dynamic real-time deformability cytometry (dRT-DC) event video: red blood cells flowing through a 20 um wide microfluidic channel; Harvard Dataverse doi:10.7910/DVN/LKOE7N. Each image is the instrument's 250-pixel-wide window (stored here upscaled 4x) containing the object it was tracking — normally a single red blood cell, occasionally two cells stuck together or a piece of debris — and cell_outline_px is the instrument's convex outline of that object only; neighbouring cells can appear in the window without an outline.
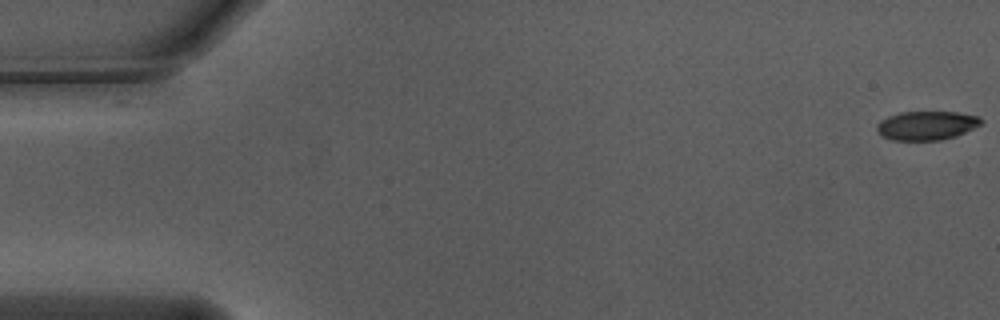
{"species": "Egyptian fruit bat (a non-hibernating species)", "species_latin": "Rousettus aegyptiacus", "temperature_condition": "warm", "stored_images_in_passage": 57, "segment_of_instrument_passage": [1, 2], "camera_frame_rate_fps": 3000, "um_per_image_px": 0.085, "animal": {"sex": "male"}, "frame": {"image": 1, "passage_image": 1, "time_ms": 0.0, "image_size_px": [1000, 320], "cell_outline_px": [[984, 120], [980, 124], [956, 136], [940, 140], [892, 140], [884, 136], [876, 128], [880, 120], [888, 116], [900, 112], [956, 112], [980, 116]], "centroid_in_image_um": [78.77, 10.66], "position_along_channel_um": 6.2, "area_um2": 17.4}}
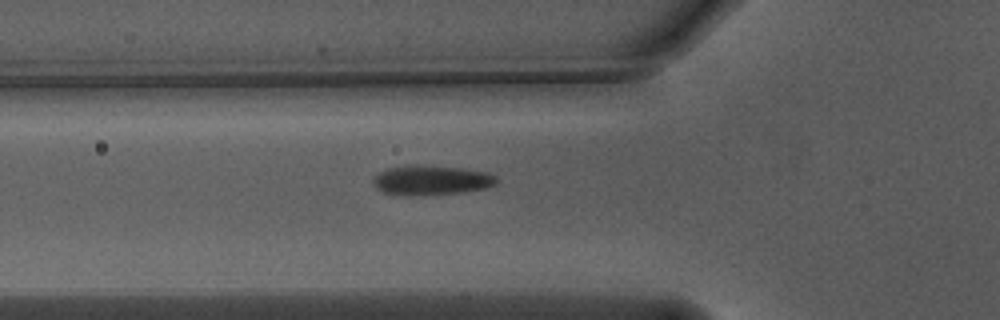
{"frame": {"image": 2, "passage_image": 20, "time_ms": 6.333, "image_size_px": [1000, 320], "cell_outline_px": [[496, 184], [484, 188], [460, 192], [408, 196], [384, 192], [376, 188], [372, 180], [380, 172], [388, 168], [408, 164], [416, 164], [460, 168], [488, 172], [496, 176]], "centroid_in_image_um": [36.63, 15.3], "position_along_channel_um": 89.2, "area_um2": 21.21}}
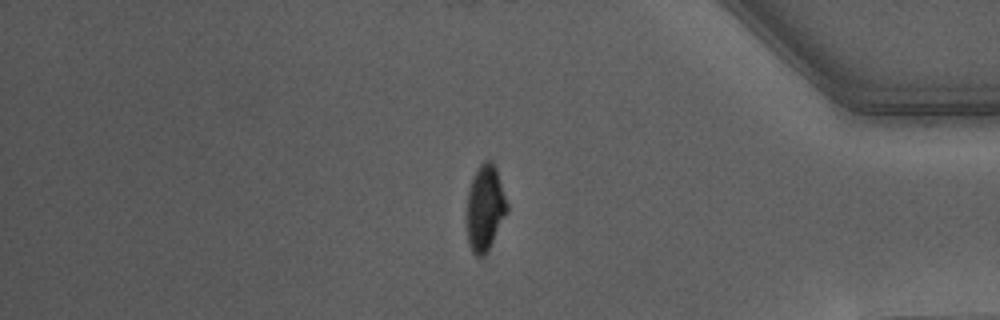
{"frame": {"image": 3, "passage_image": 47, "time_ms": 15.333, "image_size_px": [1000, 320], "cell_outline_px": [[508, 212], [484, 256], [476, 256], [472, 252], [468, 240], [468, 188], [472, 176], [480, 164], [484, 160], [492, 160], [496, 164], [508, 204]], "centroid_in_image_um": [41.26, 17.6], "position_along_channel_um": 393.9, "area_um2": 20.17}}